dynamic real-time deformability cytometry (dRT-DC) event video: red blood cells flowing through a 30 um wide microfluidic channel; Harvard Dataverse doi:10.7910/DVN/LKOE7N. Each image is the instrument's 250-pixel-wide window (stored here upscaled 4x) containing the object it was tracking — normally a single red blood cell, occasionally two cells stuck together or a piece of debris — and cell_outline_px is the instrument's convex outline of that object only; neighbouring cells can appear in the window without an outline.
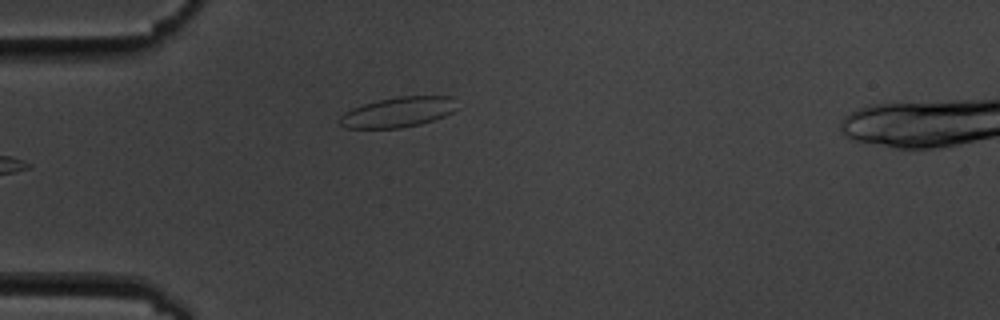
{"species": "common noctule bat (a hibernating species)", "species_latin": "Nyctalus noctula", "temperature_condition": "cold", "stored_images_in_passage": 1, "camera_frame_rate_fps": 3000, "um_per_image_px": 0.085, "animal": {"sex": "male", "body_mass_g": 19.5, "forearm_length_mm": 54.6}, "frame": {"image": 1, "passage_image": 1, "time_ms": 0.0, "image_size_px": [1000, 320], "cell_outline_px": [[460, 108], [444, 116], [420, 124], [400, 128], [344, 128], [340, 124], [340, 116], [344, 112], [352, 108], [364, 104], [396, 96], [452, 96]], "centroid_in_image_um": [33.87, 9.52], "position_along_channel_um": 51.1, "area_um2": 20.69}}